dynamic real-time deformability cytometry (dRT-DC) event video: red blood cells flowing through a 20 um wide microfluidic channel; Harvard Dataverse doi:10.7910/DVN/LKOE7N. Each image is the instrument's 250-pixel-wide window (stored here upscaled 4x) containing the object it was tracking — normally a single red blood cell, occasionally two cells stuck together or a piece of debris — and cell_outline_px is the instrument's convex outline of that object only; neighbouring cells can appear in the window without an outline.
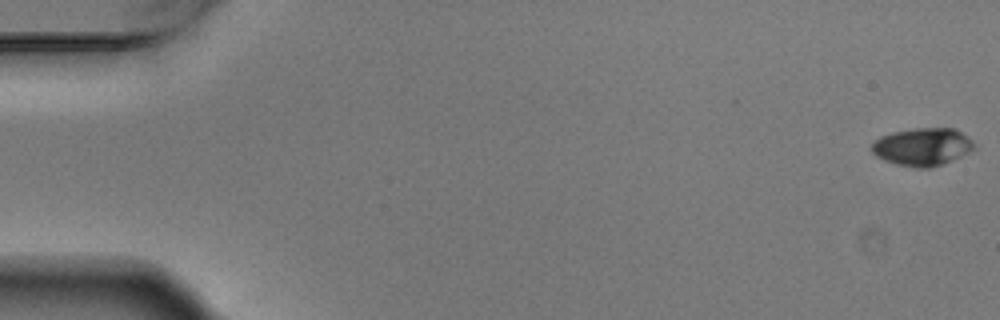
{"species": "Egyptian fruit bat (a non-hibernating species)", "species_latin": "Rousettus aegyptiacus", "temperature_condition": "warm", "stored_images_in_passage": 6, "camera_frame_rate_fps": 3000, "um_per_image_px": 0.085, "animal": {"sex": "male"}, "frame": {"image": 1, "passage_image": 1, "time_ms": 0.0, "image_size_px": [1000, 320], "cell_outline_px": [[976, 148], [952, 160], [928, 168], [920, 168], [896, 164], [884, 160], [876, 156], [872, 152], [872, 144], [880, 136], [892, 132], [912, 128], [956, 128], [968, 136], [976, 144]], "centroid_in_image_um": [78.42, 12.46], "position_along_channel_um": 6.6, "area_um2": 22.54}}
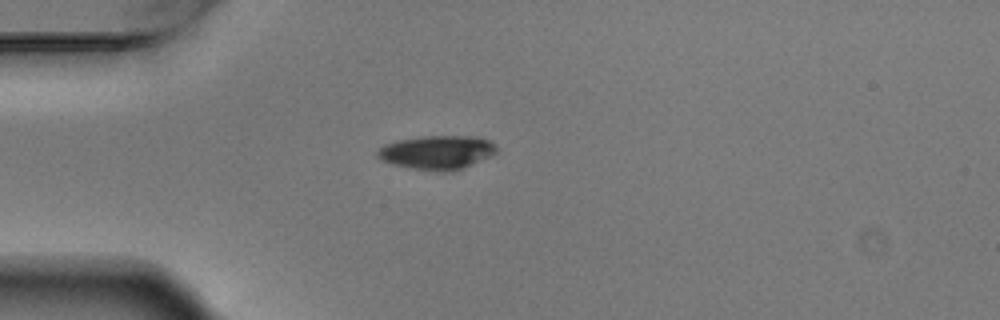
{"frame": {"image": 2, "passage_image": 4, "time_ms": 1.0, "image_size_px": [1000, 320], "cell_outline_px": [[496, 152], [464, 168], [452, 172], [436, 172], [412, 168], [392, 164], [380, 160], [376, 156], [376, 152], [384, 144], [400, 140], [424, 136], [476, 136], [488, 140], [496, 144]], "centroid_in_image_um": [37.13, 12.96], "position_along_channel_um": 47.9, "area_um2": 23.52}}
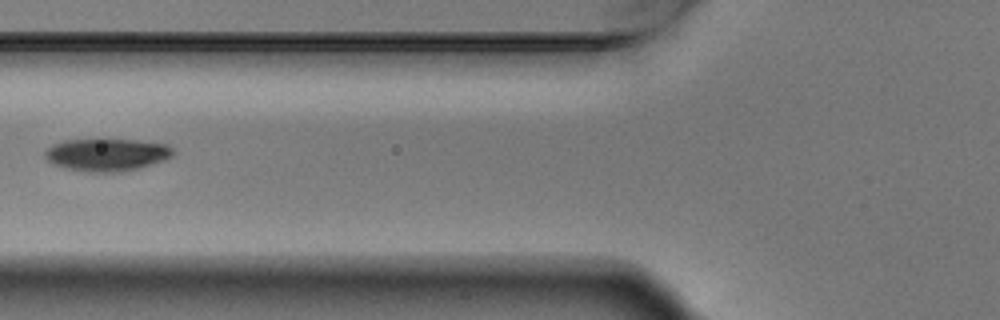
{"frame": {"image": 3, "passage_image": 6, "time_ms": 1.667, "image_size_px": [1000, 320], "cell_outline_px": [[176, 152], [172, 156], [164, 160], [136, 168], [120, 172], [88, 172], [64, 168], [52, 164], [44, 156], [44, 152], [52, 144], [64, 140], [96, 136], [100, 136], [136, 140], [168, 144]], "centroid_in_image_um": [9.03, 13.09], "position_along_channel_um": 116.8, "area_um2": 25.32}}